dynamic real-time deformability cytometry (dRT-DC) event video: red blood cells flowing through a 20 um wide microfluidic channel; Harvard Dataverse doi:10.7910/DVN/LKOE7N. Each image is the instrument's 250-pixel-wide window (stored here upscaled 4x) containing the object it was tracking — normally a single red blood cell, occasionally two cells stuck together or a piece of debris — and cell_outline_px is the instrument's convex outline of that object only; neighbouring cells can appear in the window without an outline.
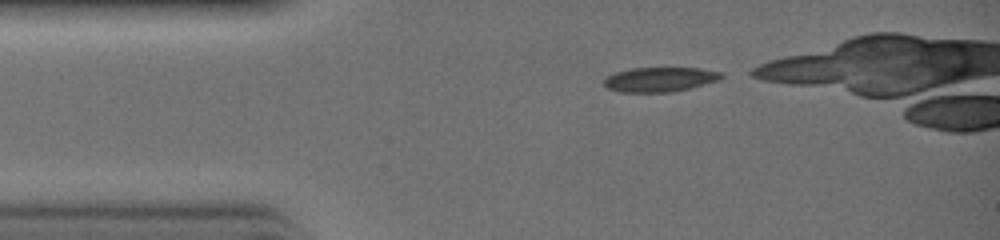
{"species": "common noctule bat (a hibernating species)", "species_latin": "Nyctalus noctula", "temperature_condition": "warm", "stored_images_in_passage": 7, "camera_frame_rate_fps": 3000, "um_per_image_px": 0.085, "animal": {"sex": "female", "body_mass_g": 19.0, "forearm_length_mm": 51.5}, "frame": {"image": 1, "passage_image": 1, "time_ms": 0.0, "image_size_px": [1000, 240], "cell_outline_px": [[724, 76], [716, 80], [688, 88], [668, 92], [620, 92], [608, 88], [604, 84], [604, 80], [608, 76], [616, 72], [632, 68], [700, 68], [720, 72]], "centroid_in_image_um": [56.05, 6.74], "position_along_channel_um": 29.0, "area_um2": 16.42}}